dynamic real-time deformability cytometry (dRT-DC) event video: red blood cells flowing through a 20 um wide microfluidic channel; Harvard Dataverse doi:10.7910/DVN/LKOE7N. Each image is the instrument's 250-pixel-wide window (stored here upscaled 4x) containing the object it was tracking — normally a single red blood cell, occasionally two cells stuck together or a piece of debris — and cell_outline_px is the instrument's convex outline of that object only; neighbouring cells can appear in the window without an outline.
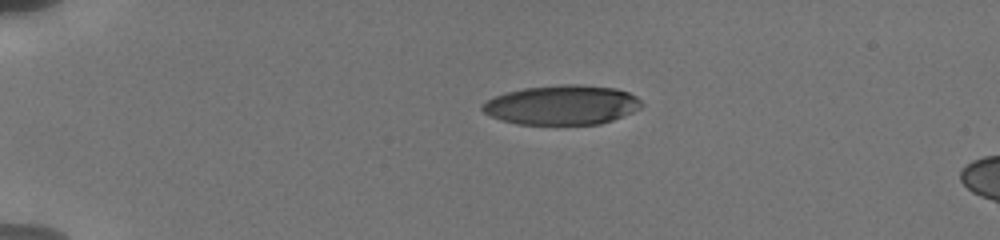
{"species": "human", "species_latin": "Homo sapiens", "temperature_condition": "cold", "stored_images_in_passage": 7, "camera_frame_rate_fps": 3000, "um_per_image_px": 0.085, "donor": {"sex": "male"}, "frame": {"image": 1, "passage_image": 1, "time_ms": 0.0, "image_size_px": [1000, 240], "cell_outline_px": [[644, 104], [640, 108], [632, 112], [612, 120], [600, 124], [516, 124], [500, 120], [484, 112], [480, 108], [480, 104], [496, 96], [508, 92], [524, 88], [560, 84], [580, 84], [616, 88], [628, 92], [636, 96]], "centroid_in_image_um": [47.77, 8.92], "position_along_channel_um": 37.2, "area_um2": 36.7}}